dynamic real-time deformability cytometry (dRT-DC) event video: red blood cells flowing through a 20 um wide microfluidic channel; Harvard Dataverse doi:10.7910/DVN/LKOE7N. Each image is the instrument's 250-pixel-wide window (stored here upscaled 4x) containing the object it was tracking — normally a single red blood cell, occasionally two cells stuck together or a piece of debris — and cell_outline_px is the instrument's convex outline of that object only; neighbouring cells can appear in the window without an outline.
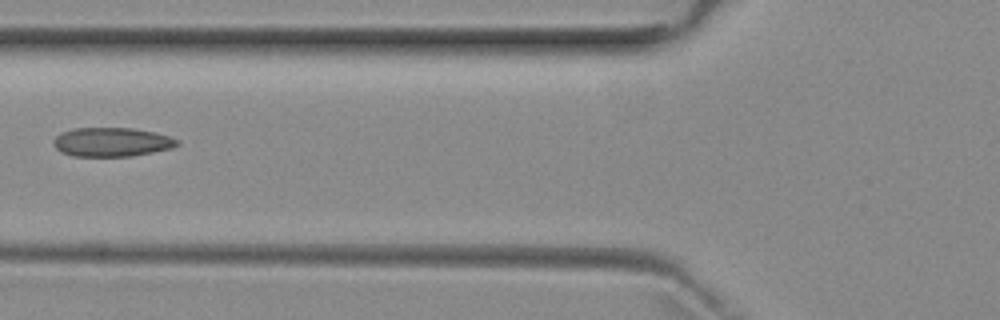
{"species": "common noctule bat (a hibernating species)", "species_latin": "Nyctalus noctula", "temperature_condition": "room temperature", "stored_images_in_passage": 6, "camera_frame_rate_fps": 3000, "um_per_image_px": 0.085, "animal": {"sex": "female", "body_mass_g": 29.2, "forearm_length_mm": 56.3}, "frame": {"image": 1, "passage_image": 5, "time_ms": 5.667, "image_size_px": [1000, 320], "cell_outline_px": [[180, 144], [172, 148], [132, 156], [72, 156], [60, 152], [52, 144], [52, 140], [60, 132], [72, 128], [132, 128], [152, 132], [168, 136], [180, 140]], "centroid_in_image_um": [9.45, 12.07], "position_along_channel_um": 116.3, "area_um2": 21.04}}
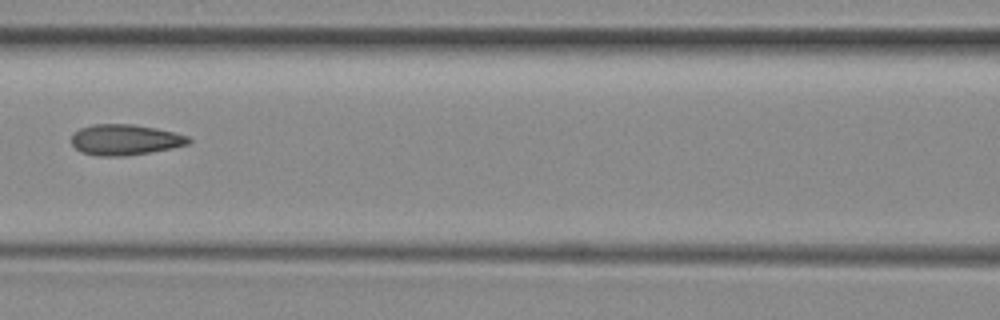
{"frame": {"image": 2, "passage_image": 6, "time_ms": 6.667, "image_size_px": [1000, 320], "cell_outline_px": [[192, 140], [188, 144], [152, 152], [124, 156], [96, 156], [80, 152], [72, 144], [72, 132], [80, 128], [92, 124], [132, 124], [156, 128], [188, 136]], "centroid_in_image_um": [10.59, 11.88], "position_along_channel_um": 156.0, "area_um2": 21.04}}